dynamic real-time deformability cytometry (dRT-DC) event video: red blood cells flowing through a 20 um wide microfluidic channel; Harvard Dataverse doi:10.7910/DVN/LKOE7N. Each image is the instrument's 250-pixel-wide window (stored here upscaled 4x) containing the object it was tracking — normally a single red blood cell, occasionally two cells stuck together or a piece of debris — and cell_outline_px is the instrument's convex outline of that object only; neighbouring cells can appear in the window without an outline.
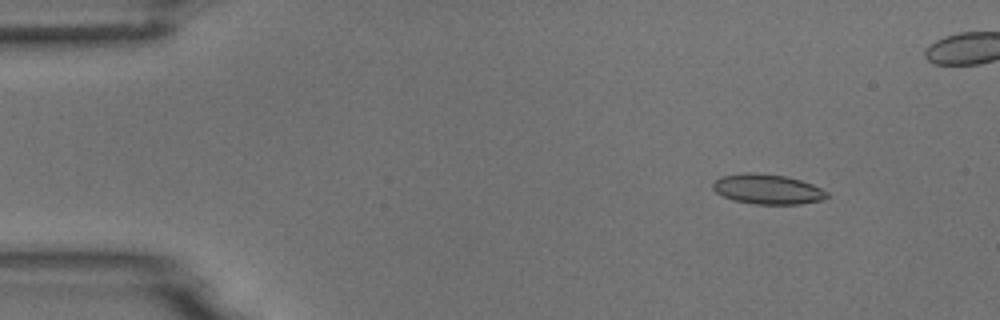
{"species": "common noctule bat (a hibernating species)", "species_latin": "Nyctalus noctula", "temperature_condition": "room temperature", "stored_images_in_passage": 5, "camera_frame_rate_fps": 3000, "um_per_image_px": 0.085, "animal": {"sex": "male", "body_mass_g": 18.8}, "frame": {"image": 1, "passage_image": 2, "time_ms": 1.0, "image_size_px": [1000, 320], "cell_outline_px": [[828, 196], [824, 200], [800, 204], [756, 204], [736, 200], [724, 196], [716, 192], [712, 188], [712, 184], [720, 176], [748, 172], [756, 172], [784, 176], [800, 180], [812, 184], [828, 192]], "centroid_in_image_um": [65.25, 16.07], "position_along_channel_um": 19.7, "area_um2": 19.83}}
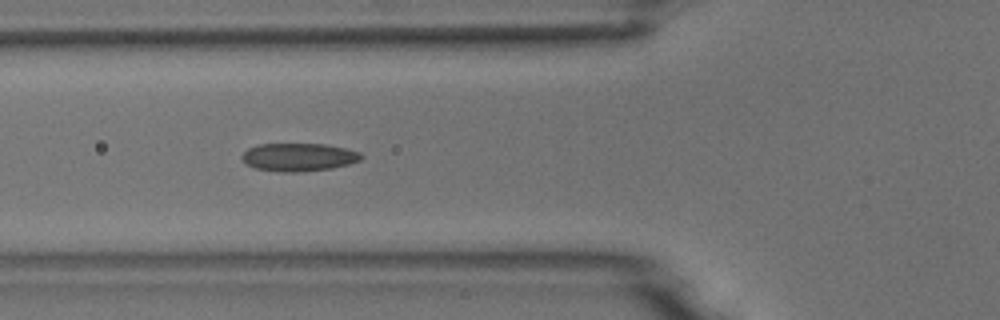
{"frame": {"image": 2, "passage_image": 5, "time_ms": 5.333, "image_size_px": [1000, 320], "cell_outline_px": [[364, 156], [360, 160], [348, 164], [332, 168], [296, 172], [280, 172], [256, 168], [244, 164], [240, 156], [248, 148], [260, 144], [324, 144], [344, 148], [360, 152]], "centroid_in_image_um": [25.36, 13.36], "position_along_channel_um": 100.4, "area_um2": 19.48}}